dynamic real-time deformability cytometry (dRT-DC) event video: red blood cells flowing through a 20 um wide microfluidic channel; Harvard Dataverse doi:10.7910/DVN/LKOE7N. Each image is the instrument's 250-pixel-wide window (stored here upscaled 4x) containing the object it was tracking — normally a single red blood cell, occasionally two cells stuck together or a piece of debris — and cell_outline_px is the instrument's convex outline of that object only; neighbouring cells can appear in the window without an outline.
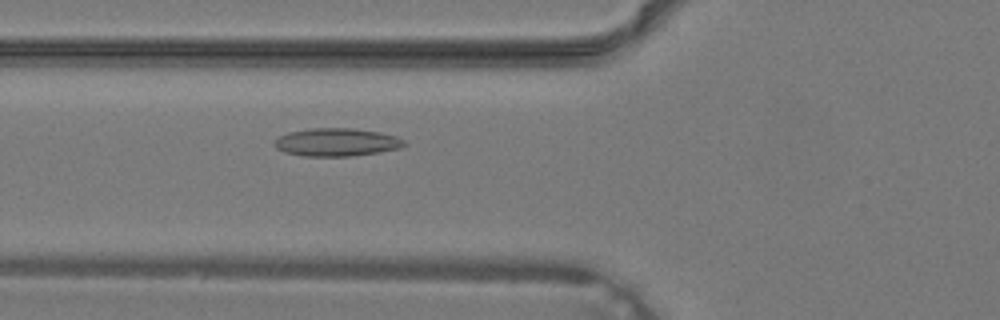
{"species": "common noctule bat (a hibernating species)", "species_latin": "Nyctalus noctula", "temperature_condition": "warm", "stored_images_in_passage": 40, "camera_frame_rate_fps": 3000, "um_per_image_px": 0.085, "animal": {"sex": "male", "body_mass_g": 19.2, "forearm_length_mm": 51.8}, "frame": {"image": 1, "passage_image": 16, "time_ms": 5.0, "image_size_px": [1000, 320], "cell_outline_px": [[408, 144], [400, 148], [380, 152], [352, 156], [304, 156], [284, 152], [276, 148], [272, 144], [276, 136], [288, 132], [312, 128], [352, 128], [380, 132], [396, 136], [404, 140]], "centroid_in_image_um": [28.59, 12.08], "position_along_channel_um": 97.2, "area_um2": 21.44}}
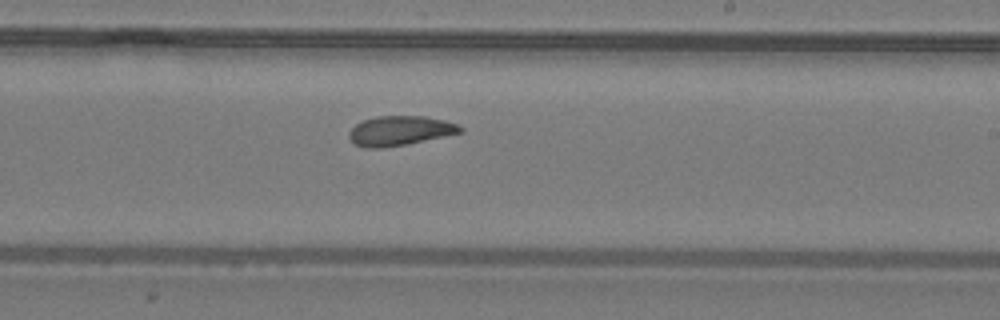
{"frame": {"image": 2, "passage_image": 25, "time_ms": 8.0, "image_size_px": [1000, 320], "cell_outline_px": [[464, 132], [408, 144], [380, 148], [364, 148], [352, 144], [348, 136], [348, 132], [356, 124], [364, 120], [376, 116], [424, 116], [444, 120], [456, 124], [464, 128]], "centroid_in_image_um": [33.97, 11.12], "position_along_channel_um": 255.0, "area_um2": 19.36}}
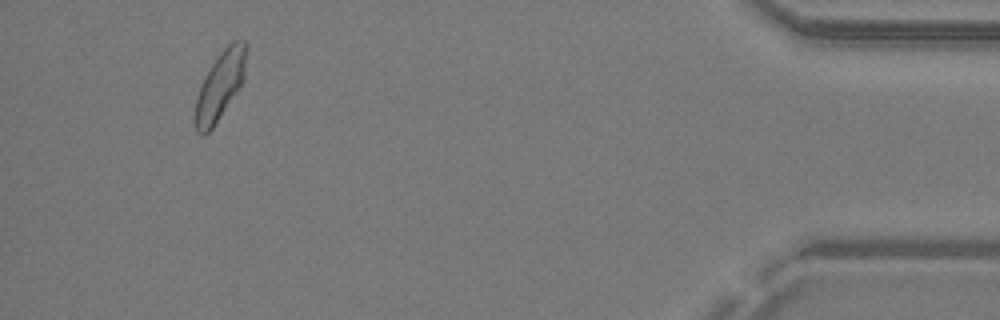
{"frame": {"image": 3, "passage_image": 38, "time_ms": 12.333, "image_size_px": [1000, 320], "cell_outline_px": [[244, 80], [212, 128], [204, 136], [196, 132], [196, 96], [200, 84], [212, 64], [220, 52], [232, 40], [244, 40]], "centroid_in_image_um": [18.67, 7.29], "position_along_channel_um": 416.5, "area_um2": 19.59}}